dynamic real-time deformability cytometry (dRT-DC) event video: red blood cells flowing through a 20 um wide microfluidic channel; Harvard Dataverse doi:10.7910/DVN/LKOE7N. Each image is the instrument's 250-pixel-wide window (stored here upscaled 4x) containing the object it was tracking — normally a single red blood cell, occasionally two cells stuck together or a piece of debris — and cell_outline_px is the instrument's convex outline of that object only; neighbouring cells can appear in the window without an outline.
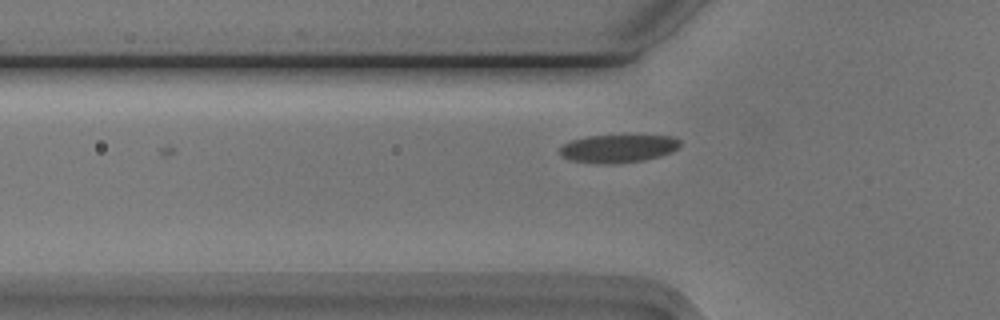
{"species": "Egyptian fruit bat (a non-hibernating species)", "species_latin": "Rousettus aegyptiacus", "temperature_condition": "cold", "stored_images_in_passage": 10, "camera_frame_rate_fps": 3000, "um_per_image_px": 0.085, "animal": {"sex": "male"}, "frame": {"image": 1, "passage_image": 10, "time_ms": 3.0, "image_size_px": [1000, 320], "cell_outline_px": [[680, 144], [672, 152], [660, 156], [644, 160], [616, 164], [596, 164], [568, 160], [560, 156], [560, 148], [564, 144], [572, 140], [588, 136], [672, 136], [680, 140]], "centroid_in_image_um": [52.5, 12.65], "position_along_channel_um": 73.3, "area_um2": 19.65}}